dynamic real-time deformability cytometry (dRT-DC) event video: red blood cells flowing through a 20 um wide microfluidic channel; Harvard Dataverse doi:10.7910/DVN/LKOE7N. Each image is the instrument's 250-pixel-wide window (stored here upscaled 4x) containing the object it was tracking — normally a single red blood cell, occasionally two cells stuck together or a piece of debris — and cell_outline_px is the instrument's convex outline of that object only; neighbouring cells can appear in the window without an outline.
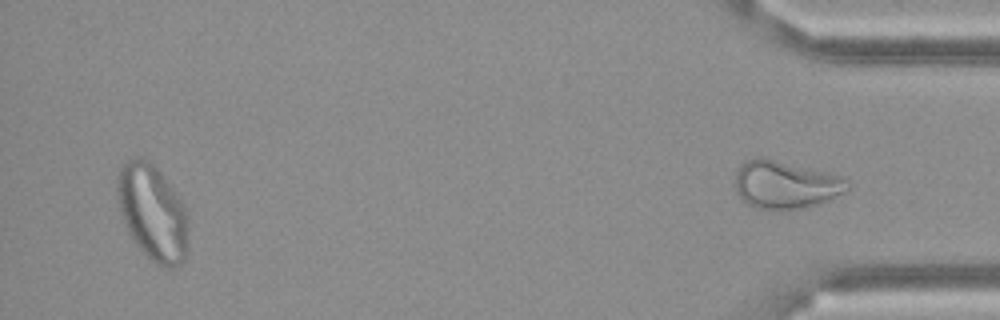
{"species": "Egyptian fruit bat (a non-hibernating species)", "species_latin": "Rousettus aegyptiacus", "temperature_condition": "cold", "stored_images_in_passage": 48, "camera_frame_rate_fps": 3000, "um_per_image_px": 0.085, "frame": {"image": 1, "passage_image": 48, "time_ms": 15.667, "image_size_px": [1000, 320], "cell_outline_px": [[852, 188], [828, 200], [804, 208], [776, 212], [756, 208], [748, 204], [736, 192], [736, 172], [740, 164], [748, 160], [760, 156], [840, 176], [852, 184]], "centroid_in_image_um": [66.76, 15.73], "position_along_channel_um": 368.4, "area_um2": 31.44}}